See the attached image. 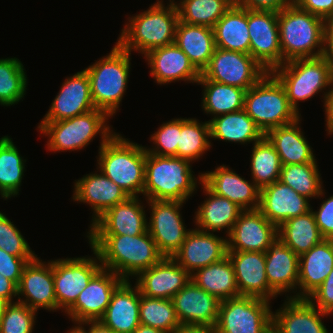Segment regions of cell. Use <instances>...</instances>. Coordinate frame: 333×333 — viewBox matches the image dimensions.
Listing matches in <instances>:
<instances>
[{
    "label": "cell",
    "instance_id": "obj_40",
    "mask_svg": "<svg viewBox=\"0 0 333 333\" xmlns=\"http://www.w3.org/2000/svg\"><path fill=\"white\" fill-rule=\"evenodd\" d=\"M23 158L10 136L0 138V195L5 200L20 191L26 162Z\"/></svg>",
    "mask_w": 333,
    "mask_h": 333
},
{
    "label": "cell",
    "instance_id": "obj_61",
    "mask_svg": "<svg viewBox=\"0 0 333 333\" xmlns=\"http://www.w3.org/2000/svg\"><path fill=\"white\" fill-rule=\"evenodd\" d=\"M75 324H76V326L74 325V327L70 328V330L67 331V333H89V328H86L88 330L85 329L84 321L75 322Z\"/></svg>",
    "mask_w": 333,
    "mask_h": 333
},
{
    "label": "cell",
    "instance_id": "obj_49",
    "mask_svg": "<svg viewBox=\"0 0 333 333\" xmlns=\"http://www.w3.org/2000/svg\"><path fill=\"white\" fill-rule=\"evenodd\" d=\"M0 249L21 258H35L21 231L0 211Z\"/></svg>",
    "mask_w": 333,
    "mask_h": 333
},
{
    "label": "cell",
    "instance_id": "obj_8",
    "mask_svg": "<svg viewBox=\"0 0 333 333\" xmlns=\"http://www.w3.org/2000/svg\"><path fill=\"white\" fill-rule=\"evenodd\" d=\"M244 110L264 135L301 118L291 107L283 85L271 72L246 90Z\"/></svg>",
    "mask_w": 333,
    "mask_h": 333
},
{
    "label": "cell",
    "instance_id": "obj_51",
    "mask_svg": "<svg viewBox=\"0 0 333 333\" xmlns=\"http://www.w3.org/2000/svg\"><path fill=\"white\" fill-rule=\"evenodd\" d=\"M307 299L321 311L333 314V269Z\"/></svg>",
    "mask_w": 333,
    "mask_h": 333
},
{
    "label": "cell",
    "instance_id": "obj_28",
    "mask_svg": "<svg viewBox=\"0 0 333 333\" xmlns=\"http://www.w3.org/2000/svg\"><path fill=\"white\" fill-rule=\"evenodd\" d=\"M310 200L281 181L260 189L258 210L279 227L286 220L311 210Z\"/></svg>",
    "mask_w": 333,
    "mask_h": 333
},
{
    "label": "cell",
    "instance_id": "obj_52",
    "mask_svg": "<svg viewBox=\"0 0 333 333\" xmlns=\"http://www.w3.org/2000/svg\"><path fill=\"white\" fill-rule=\"evenodd\" d=\"M311 210L323 239L333 240V195L322 201L318 211Z\"/></svg>",
    "mask_w": 333,
    "mask_h": 333
},
{
    "label": "cell",
    "instance_id": "obj_16",
    "mask_svg": "<svg viewBox=\"0 0 333 333\" xmlns=\"http://www.w3.org/2000/svg\"><path fill=\"white\" fill-rule=\"evenodd\" d=\"M277 238L278 227L258 209L243 210L227 236V250L265 253Z\"/></svg>",
    "mask_w": 333,
    "mask_h": 333
},
{
    "label": "cell",
    "instance_id": "obj_42",
    "mask_svg": "<svg viewBox=\"0 0 333 333\" xmlns=\"http://www.w3.org/2000/svg\"><path fill=\"white\" fill-rule=\"evenodd\" d=\"M317 162L282 165L280 179L298 194L310 199L323 197V182Z\"/></svg>",
    "mask_w": 333,
    "mask_h": 333
},
{
    "label": "cell",
    "instance_id": "obj_11",
    "mask_svg": "<svg viewBox=\"0 0 333 333\" xmlns=\"http://www.w3.org/2000/svg\"><path fill=\"white\" fill-rule=\"evenodd\" d=\"M267 72L250 54L216 47L200 78L248 90Z\"/></svg>",
    "mask_w": 333,
    "mask_h": 333
},
{
    "label": "cell",
    "instance_id": "obj_31",
    "mask_svg": "<svg viewBox=\"0 0 333 333\" xmlns=\"http://www.w3.org/2000/svg\"><path fill=\"white\" fill-rule=\"evenodd\" d=\"M332 269L333 240L323 239L299 256L297 298H308L324 282Z\"/></svg>",
    "mask_w": 333,
    "mask_h": 333
},
{
    "label": "cell",
    "instance_id": "obj_36",
    "mask_svg": "<svg viewBox=\"0 0 333 333\" xmlns=\"http://www.w3.org/2000/svg\"><path fill=\"white\" fill-rule=\"evenodd\" d=\"M209 121L210 139L249 144L260 141L265 135L244 109L216 116Z\"/></svg>",
    "mask_w": 333,
    "mask_h": 333
},
{
    "label": "cell",
    "instance_id": "obj_37",
    "mask_svg": "<svg viewBox=\"0 0 333 333\" xmlns=\"http://www.w3.org/2000/svg\"><path fill=\"white\" fill-rule=\"evenodd\" d=\"M191 280L220 301L239 297L233 265L228 256L191 274Z\"/></svg>",
    "mask_w": 333,
    "mask_h": 333
},
{
    "label": "cell",
    "instance_id": "obj_4",
    "mask_svg": "<svg viewBox=\"0 0 333 333\" xmlns=\"http://www.w3.org/2000/svg\"><path fill=\"white\" fill-rule=\"evenodd\" d=\"M98 151V171L120 186L128 196L139 197L143 194L145 146L115 132Z\"/></svg>",
    "mask_w": 333,
    "mask_h": 333
},
{
    "label": "cell",
    "instance_id": "obj_35",
    "mask_svg": "<svg viewBox=\"0 0 333 333\" xmlns=\"http://www.w3.org/2000/svg\"><path fill=\"white\" fill-rule=\"evenodd\" d=\"M213 31L217 48L249 54L248 9L233 4Z\"/></svg>",
    "mask_w": 333,
    "mask_h": 333
},
{
    "label": "cell",
    "instance_id": "obj_45",
    "mask_svg": "<svg viewBox=\"0 0 333 333\" xmlns=\"http://www.w3.org/2000/svg\"><path fill=\"white\" fill-rule=\"evenodd\" d=\"M16 57L0 59V105L11 106L24 99L27 75ZM23 98V99H22Z\"/></svg>",
    "mask_w": 333,
    "mask_h": 333
},
{
    "label": "cell",
    "instance_id": "obj_5",
    "mask_svg": "<svg viewBox=\"0 0 333 333\" xmlns=\"http://www.w3.org/2000/svg\"><path fill=\"white\" fill-rule=\"evenodd\" d=\"M278 29L283 64L323 56L324 19L299 9L292 2L278 12Z\"/></svg>",
    "mask_w": 333,
    "mask_h": 333
},
{
    "label": "cell",
    "instance_id": "obj_57",
    "mask_svg": "<svg viewBox=\"0 0 333 333\" xmlns=\"http://www.w3.org/2000/svg\"><path fill=\"white\" fill-rule=\"evenodd\" d=\"M17 296V285L0 274V297L6 299L9 303L14 302L13 298Z\"/></svg>",
    "mask_w": 333,
    "mask_h": 333
},
{
    "label": "cell",
    "instance_id": "obj_27",
    "mask_svg": "<svg viewBox=\"0 0 333 333\" xmlns=\"http://www.w3.org/2000/svg\"><path fill=\"white\" fill-rule=\"evenodd\" d=\"M144 57L150 66L151 77L160 85L181 80L197 83L200 79V72L175 43L153 49Z\"/></svg>",
    "mask_w": 333,
    "mask_h": 333
},
{
    "label": "cell",
    "instance_id": "obj_26",
    "mask_svg": "<svg viewBox=\"0 0 333 333\" xmlns=\"http://www.w3.org/2000/svg\"><path fill=\"white\" fill-rule=\"evenodd\" d=\"M100 173V174H99ZM89 173L75 180L73 200L87 203L93 210L92 224L108 209L125 201L129 196L101 171Z\"/></svg>",
    "mask_w": 333,
    "mask_h": 333
},
{
    "label": "cell",
    "instance_id": "obj_18",
    "mask_svg": "<svg viewBox=\"0 0 333 333\" xmlns=\"http://www.w3.org/2000/svg\"><path fill=\"white\" fill-rule=\"evenodd\" d=\"M139 197L129 196L108 209L93 224L87 235L136 236L148 231L146 212Z\"/></svg>",
    "mask_w": 333,
    "mask_h": 333
},
{
    "label": "cell",
    "instance_id": "obj_43",
    "mask_svg": "<svg viewBox=\"0 0 333 333\" xmlns=\"http://www.w3.org/2000/svg\"><path fill=\"white\" fill-rule=\"evenodd\" d=\"M209 121L181 118V133L177 144V157L197 161L211 148Z\"/></svg>",
    "mask_w": 333,
    "mask_h": 333
},
{
    "label": "cell",
    "instance_id": "obj_20",
    "mask_svg": "<svg viewBox=\"0 0 333 333\" xmlns=\"http://www.w3.org/2000/svg\"><path fill=\"white\" fill-rule=\"evenodd\" d=\"M235 273L240 296L267 301L278 297L266 276L265 253L256 251H227Z\"/></svg>",
    "mask_w": 333,
    "mask_h": 333
},
{
    "label": "cell",
    "instance_id": "obj_7",
    "mask_svg": "<svg viewBox=\"0 0 333 333\" xmlns=\"http://www.w3.org/2000/svg\"><path fill=\"white\" fill-rule=\"evenodd\" d=\"M110 117L102 110L94 109L87 113L56 122H41L37 129L48 136L49 151H78L84 149L97 134L101 135L102 147L108 138L114 134L106 123Z\"/></svg>",
    "mask_w": 333,
    "mask_h": 333
},
{
    "label": "cell",
    "instance_id": "obj_39",
    "mask_svg": "<svg viewBox=\"0 0 333 333\" xmlns=\"http://www.w3.org/2000/svg\"><path fill=\"white\" fill-rule=\"evenodd\" d=\"M202 85L203 97L202 110L206 114L216 116L232 113L244 109L246 90L236 86H230L206 78H200L197 82Z\"/></svg>",
    "mask_w": 333,
    "mask_h": 333
},
{
    "label": "cell",
    "instance_id": "obj_59",
    "mask_svg": "<svg viewBox=\"0 0 333 333\" xmlns=\"http://www.w3.org/2000/svg\"><path fill=\"white\" fill-rule=\"evenodd\" d=\"M85 326H89V333H115L112 329L104 326L98 321H84Z\"/></svg>",
    "mask_w": 333,
    "mask_h": 333
},
{
    "label": "cell",
    "instance_id": "obj_56",
    "mask_svg": "<svg viewBox=\"0 0 333 333\" xmlns=\"http://www.w3.org/2000/svg\"><path fill=\"white\" fill-rule=\"evenodd\" d=\"M333 62V14L324 20V53Z\"/></svg>",
    "mask_w": 333,
    "mask_h": 333
},
{
    "label": "cell",
    "instance_id": "obj_17",
    "mask_svg": "<svg viewBox=\"0 0 333 333\" xmlns=\"http://www.w3.org/2000/svg\"><path fill=\"white\" fill-rule=\"evenodd\" d=\"M123 281L116 273L102 268L65 313L74 323L98 321L105 313L113 292Z\"/></svg>",
    "mask_w": 333,
    "mask_h": 333
},
{
    "label": "cell",
    "instance_id": "obj_60",
    "mask_svg": "<svg viewBox=\"0 0 333 333\" xmlns=\"http://www.w3.org/2000/svg\"><path fill=\"white\" fill-rule=\"evenodd\" d=\"M133 333H167L163 330L140 324Z\"/></svg>",
    "mask_w": 333,
    "mask_h": 333
},
{
    "label": "cell",
    "instance_id": "obj_30",
    "mask_svg": "<svg viewBox=\"0 0 333 333\" xmlns=\"http://www.w3.org/2000/svg\"><path fill=\"white\" fill-rule=\"evenodd\" d=\"M140 290L124 280L113 292L111 301L99 321L115 333H133L140 325Z\"/></svg>",
    "mask_w": 333,
    "mask_h": 333
},
{
    "label": "cell",
    "instance_id": "obj_47",
    "mask_svg": "<svg viewBox=\"0 0 333 333\" xmlns=\"http://www.w3.org/2000/svg\"><path fill=\"white\" fill-rule=\"evenodd\" d=\"M37 311L18 301L9 303L0 318V333H32Z\"/></svg>",
    "mask_w": 333,
    "mask_h": 333
},
{
    "label": "cell",
    "instance_id": "obj_9",
    "mask_svg": "<svg viewBox=\"0 0 333 333\" xmlns=\"http://www.w3.org/2000/svg\"><path fill=\"white\" fill-rule=\"evenodd\" d=\"M271 73L283 85L291 107L299 114V101L305 102L323 89L329 90L333 62L325 56L295 59L276 67Z\"/></svg>",
    "mask_w": 333,
    "mask_h": 333
},
{
    "label": "cell",
    "instance_id": "obj_14",
    "mask_svg": "<svg viewBox=\"0 0 333 333\" xmlns=\"http://www.w3.org/2000/svg\"><path fill=\"white\" fill-rule=\"evenodd\" d=\"M249 54L268 72L283 65L280 47L278 12L249 10Z\"/></svg>",
    "mask_w": 333,
    "mask_h": 333
},
{
    "label": "cell",
    "instance_id": "obj_48",
    "mask_svg": "<svg viewBox=\"0 0 333 333\" xmlns=\"http://www.w3.org/2000/svg\"><path fill=\"white\" fill-rule=\"evenodd\" d=\"M180 133L181 118L164 122L150 137V141L152 140L155 148H147L146 146V152L157 156L177 157V144L179 143Z\"/></svg>",
    "mask_w": 333,
    "mask_h": 333
},
{
    "label": "cell",
    "instance_id": "obj_34",
    "mask_svg": "<svg viewBox=\"0 0 333 333\" xmlns=\"http://www.w3.org/2000/svg\"><path fill=\"white\" fill-rule=\"evenodd\" d=\"M174 43L200 73L208 65L216 48L213 28L180 20L176 26Z\"/></svg>",
    "mask_w": 333,
    "mask_h": 333
},
{
    "label": "cell",
    "instance_id": "obj_19",
    "mask_svg": "<svg viewBox=\"0 0 333 333\" xmlns=\"http://www.w3.org/2000/svg\"><path fill=\"white\" fill-rule=\"evenodd\" d=\"M227 251V237L195 228L190 229L172 258L191 275L200 268L222 260L227 256Z\"/></svg>",
    "mask_w": 333,
    "mask_h": 333
},
{
    "label": "cell",
    "instance_id": "obj_21",
    "mask_svg": "<svg viewBox=\"0 0 333 333\" xmlns=\"http://www.w3.org/2000/svg\"><path fill=\"white\" fill-rule=\"evenodd\" d=\"M180 324L215 328L221 301L190 280L171 298Z\"/></svg>",
    "mask_w": 333,
    "mask_h": 333
},
{
    "label": "cell",
    "instance_id": "obj_64",
    "mask_svg": "<svg viewBox=\"0 0 333 333\" xmlns=\"http://www.w3.org/2000/svg\"><path fill=\"white\" fill-rule=\"evenodd\" d=\"M168 1H169V4H174V5L177 4V2H175V0H168Z\"/></svg>",
    "mask_w": 333,
    "mask_h": 333
},
{
    "label": "cell",
    "instance_id": "obj_22",
    "mask_svg": "<svg viewBox=\"0 0 333 333\" xmlns=\"http://www.w3.org/2000/svg\"><path fill=\"white\" fill-rule=\"evenodd\" d=\"M96 109L85 69L67 77L41 122H56Z\"/></svg>",
    "mask_w": 333,
    "mask_h": 333
},
{
    "label": "cell",
    "instance_id": "obj_13",
    "mask_svg": "<svg viewBox=\"0 0 333 333\" xmlns=\"http://www.w3.org/2000/svg\"><path fill=\"white\" fill-rule=\"evenodd\" d=\"M150 207L148 232L164 257H172L185 241L187 233L182 219L184 202L168 200H146Z\"/></svg>",
    "mask_w": 333,
    "mask_h": 333
},
{
    "label": "cell",
    "instance_id": "obj_50",
    "mask_svg": "<svg viewBox=\"0 0 333 333\" xmlns=\"http://www.w3.org/2000/svg\"><path fill=\"white\" fill-rule=\"evenodd\" d=\"M33 259L17 257L0 249V274L18 286L25 265Z\"/></svg>",
    "mask_w": 333,
    "mask_h": 333
},
{
    "label": "cell",
    "instance_id": "obj_46",
    "mask_svg": "<svg viewBox=\"0 0 333 333\" xmlns=\"http://www.w3.org/2000/svg\"><path fill=\"white\" fill-rule=\"evenodd\" d=\"M140 324L172 333L179 325L171 299L147 297L140 293Z\"/></svg>",
    "mask_w": 333,
    "mask_h": 333
},
{
    "label": "cell",
    "instance_id": "obj_24",
    "mask_svg": "<svg viewBox=\"0 0 333 333\" xmlns=\"http://www.w3.org/2000/svg\"><path fill=\"white\" fill-rule=\"evenodd\" d=\"M135 280L141 295L171 299L191 280V275L172 257H163Z\"/></svg>",
    "mask_w": 333,
    "mask_h": 333
},
{
    "label": "cell",
    "instance_id": "obj_29",
    "mask_svg": "<svg viewBox=\"0 0 333 333\" xmlns=\"http://www.w3.org/2000/svg\"><path fill=\"white\" fill-rule=\"evenodd\" d=\"M265 263L269 286L278 296L293 291L294 294L287 297L297 298L299 256L277 238L265 252Z\"/></svg>",
    "mask_w": 333,
    "mask_h": 333
},
{
    "label": "cell",
    "instance_id": "obj_1",
    "mask_svg": "<svg viewBox=\"0 0 333 333\" xmlns=\"http://www.w3.org/2000/svg\"><path fill=\"white\" fill-rule=\"evenodd\" d=\"M104 269L116 273L123 280L137 277L157 264L164 256L159 252L150 233L129 235H86Z\"/></svg>",
    "mask_w": 333,
    "mask_h": 333
},
{
    "label": "cell",
    "instance_id": "obj_15",
    "mask_svg": "<svg viewBox=\"0 0 333 333\" xmlns=\"http://www.w3.org/2000/svg\"><path fill=\"white\" fill-rule=\"evenodd\" d=\"M17 297L18 302L26 304L35 311L40 308L50 312L57 310L53 260L46 263L36 256L25 265L17 286Z\"/></svg>",
    "mask_w": 333,
    "mask_h": 333
},
{
    "label": "cell",
    "instance_id": "obj_12",
    "mask_svg": "<svg viewBox=\"0 0 333 333\" xmlns=\"http://www.w3.org/2000/svg\"><path fill=\"white\" fill-rule=\"evenodd\" d=\"M96 257L62 258L53 260V278L57 310L66 312L91 279L103 268L97 252ZM98 260V261H97Z\"/></svg>",
    "mask_w": 333,
    "mask_h": 333
},
{
    "label": "cell",
    "instance_id": "obj_10",
    "mask_svg": "<svg viewBox=\"0 0 333 333\" xmlns=\"http://www.w3.org/2000/svg\"><path fill=\"white\" fill-rule=\"evenodd\" d=\"M270 301L239 296L221 301L215 333H262L272 323Z\"/></svg>",
    "mask_w": 333,
    "mask_h": 333
},
{
    "label": "cell",
    "instance_id": "obj_44",
    "mask_svg": "<svg viewBox=\"0 0 333 333\" xmlns=\"http://www.w3.org/2000/svg\"><path fill=\"white\" fill-rule=\"evenodd\" d=\"M233 4L234 0H180L176 6L180 21L213 28Z\"/></svg>",
    "mask_w": 333,
    "mask_h": 333
},
{
    "label": "cell",
    "instance_id": "obj_54",
    "mask_svg": "<svg viewBox=\"0 0 333 333\" xmlns=\"http://www.w3.org/2000/svg\"><path fill=\"white\" fill-rule=\"evenodd\" d=\"M292 0H234V4L249 10L280 12L289 6Z\"/></svg>",
    "mask_w": 333,
    "mask_h": 333
},
{
    "label": "cell",
    "instance_id": "obj_62",
    "mask_svg": "<svg viewBox=\"0 0 333 333\" xmlns=\"http://www.w3.org/2000/svg\"><path fill=\"white\" fill-rule=\"evenodd\" d=\"M8 304L9 302L6 299L0 297V318L5 312V308L7 307Z\"/></svg>",
    "mask_w": 333,
    "mask_h": 333
},
{
    "label": "cell",
    "instance_id": "obj_38",
    "mask_svg": "<svg viewBox=\"0 0 333 333\" xmlns=\"http://www.w3.org/2000/svg\"><path fill=\"white\" fill-rule=\"evenodd\" d=\"M278 238L298 256L323 240L312 210L283 222L278 227Z\"/></svg>",
    "mask_w": 333,
    "mask_h": 333
},
{
    "label": "cell",
    "instance_id": "obj_55",
    "mask_svg": "<svg viewBox=\"0 0 333 333\" xmlns=\"http://www.w3.org/2000/svg\"><path fill=\"white\" fill-rule=\"evenodd\" d=\"M331 88L327 92H324V112H325V122H326V131L328 135H333V77L331 80Z\"/></svg>",
    "mask_w": 333,
    "mask_h": 333
},
{
    "label": "cell",
    "instance_id": "obj_63",
    "mask_svg": "<svg viewBox=\"0 0 333 333\" xmlns=\"http://www.w3.org/2000/svg\"><path fill=\"white\" fill-rule=\"evenodd\" d=\"M262 333H277L275 326L271 323Z\"/></svg>",
    "mask_w": 333,
    "mask_h": 333
},
{
    "label": "cell",
    "instance_id": "obj_25",
    "mask_svg": "<svg viewBox=\"0 0 333 333\" xmlns=\"http://www.w3.org/2000/svg\"><path fill=\"white\" fill-rule=\"evenodd\" d=\"M280 309L272 312L277 333H329L324 316L330 314L316 308L307 298L287 297Z\"/></svg>",
    "mask_w": 333,
    "mask_h": 333
},
{
    "label": "cell",
    "instance_id": "obj_41",
    "mask_svg": "<svg viewBox=\"0 0 333 333\" xmlns=\"http://www.w3.org/2000/svg\"><path fill=\"white\" fill-rule=\"evenodd\" d=\"M252 145L251 179L262 189L280 179L282 164L274 146L265 136Z\"/></svg>",
    "mask_w": 333,
    "mask_h": 333
},
{
    "label": "cell",
    "instance_id": "obj_2",
    "mask_svg": "<svg viewBox=\"0 0 333 333\" xmlns=\"http://www.w3.org/2000/svg\"><path fill=\"white\" fill-rule=\"evenodd\" d=\"M163 2L157 0L148 10L127 18L129 22L125 23L116 43L130 53L137 51L142 55L173 44L179 13L176 5L165 6Z\"/></svg>",
    "mask_w": 333,
    "mask_h": 333
},
{
    "label": "cell",
    "instance_id": "obj_58",
    "mask_svg": "<svg viewBox=\"0 0 333 333\" xmlns=\"http://www.w3.org/2000/svg\"><path fill=\"white\" fill-rule=\"evenodd\" d=\"M172 333H215V329L204 325L180 324Z\"/></svg>",
    "mask_w": 333,
    "mask_h": 333
},
{
    "label": "cell",
    "instance_id": "obj_23",
    "mask_svg": "<svg viewBox=\"0 0 333 333\" xmlns=\"http://www.w3.org/2000/svg\"><path fill=\"white\" fill-rule=\"evenodd\" d=\"M202 183L210 191L227 198L242 210L259 208L260 189L253 180H245L229 166H217L213 171L202 173Z\"/></svg>",
    "mask_w": 333,
    "mask_h": 333
},
{
    "label": "cell",
    "instance_id": "obj_53",
    "mask_svg": "<svg viewBox=\"0 0 333 333\" xmlns=\"http://www.w3.org/2000/svg\"><path fill=\"white\" fill-rule=\"evenodd\" d=\"M292 2L304 11L326 19L333 14V0H292Z\"/></svg>",
    "mask_w": 333,
    "mask_h": 333
},
{
    "label": "cell",
    "instance_id": "obj_33",
    "mask_svg": "<svg viewBox=\"0 0 333 333\" xmlns=\"http://www.w3.org/2000/svg\"><path fill=\"white\" fill-rule=\"evenodd\" d=\"M203 192L208 196L195 212L196 229L203 232H218L223 229L229 235L240 213L243 211L232 201L210 191L202 182Z\"/></svg>",
    "mask_w": 333,
    "mask_h": 333
},
{
    "label": "cell",
    "instance_id": "obj_32",
    "mask_svg": "<svg viewBox=\"0 0 333 333\" xmlns=\"http://www.w3.org/2000/svg\"><path fill=\"white\" fill-rule=\"evenodd\" d=\"M301 119L271 129L265 134L277 151L282 165L317 162L313 148L300 128Z\"/></svg>",
    "mask_w": 333,
    "mask_h": 333
},
{
    "label": "cell",
    "instance_id": "obj_6",
    "mask_svg": "<svg viewBox=\"0 0 333 333\" xmlns=\"http://www.w3.org/2000/svg\"><path fill=\"white\" fill-rule=\"evenodd\" d=\"M131 53L117 43L110 53L85 68L89 82L91 98L96 109L112 117L122 102L126 92L131 69Z\"/></svg>",
    "mask_w": 333,
    "mask_h": 333
},
{
    "label": "cell",
    "instance_id": "obj_3",
    "mask_svg": "<svg viewBox=\"0 0 333 333\" xmlns=\"http://www.w3.org/2000/svg\"><path fill=\"white\" fill-rule=\"evenodd\" d=\"M191 166L186 159L146 152L144 199L187 201L197 191V180L202 182V173L196 178Z\"/></svg>",
    "mask_w": 333,
    "mask_h": 333
}]
</instances>
